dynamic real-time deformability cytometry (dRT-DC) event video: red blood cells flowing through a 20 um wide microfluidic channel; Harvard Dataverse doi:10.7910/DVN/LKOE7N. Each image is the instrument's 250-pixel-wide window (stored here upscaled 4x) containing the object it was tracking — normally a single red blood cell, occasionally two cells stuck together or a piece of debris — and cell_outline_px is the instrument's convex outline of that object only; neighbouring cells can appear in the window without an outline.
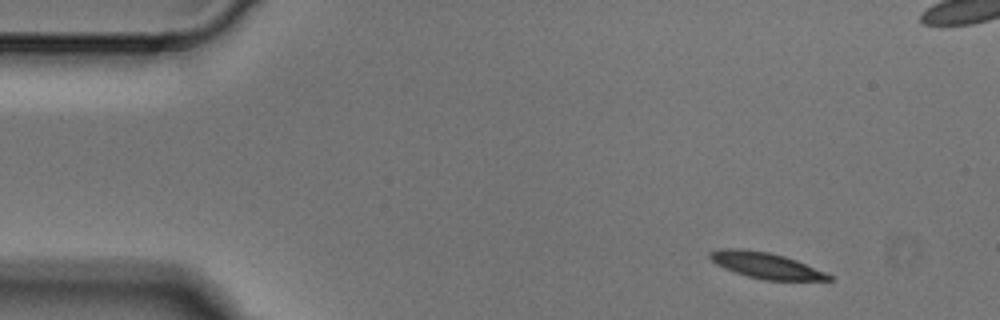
{"species": "Egyptian fruit bat (a non-hibernating species)", "species_latin": "Rousettus aegyptiacus", "temperature_condition": "cold", "stored_images_in_passage": 4, "camera_frame_rate_fps": 3000, "um_per_image_px": 0.085, "animal": {"sex": "male"}, "frame": {"image": 1, "passage_image": 1, "time_ms": 0.0, "image_size_px": [1000, 320], "cell_outline_px": [[832, 280], [764, 280], [748, 276], [724, 268], [716, 264], [708, 256], [708, 252], [720, 248], [744, 248], [768, 252], [784, 256], [796, 260], [824, 272], [832, 276]], "centroid_in_image_um": [65.04, 22.54], "position_along_channel_um": 20.0, "area_um2": 17.86}}